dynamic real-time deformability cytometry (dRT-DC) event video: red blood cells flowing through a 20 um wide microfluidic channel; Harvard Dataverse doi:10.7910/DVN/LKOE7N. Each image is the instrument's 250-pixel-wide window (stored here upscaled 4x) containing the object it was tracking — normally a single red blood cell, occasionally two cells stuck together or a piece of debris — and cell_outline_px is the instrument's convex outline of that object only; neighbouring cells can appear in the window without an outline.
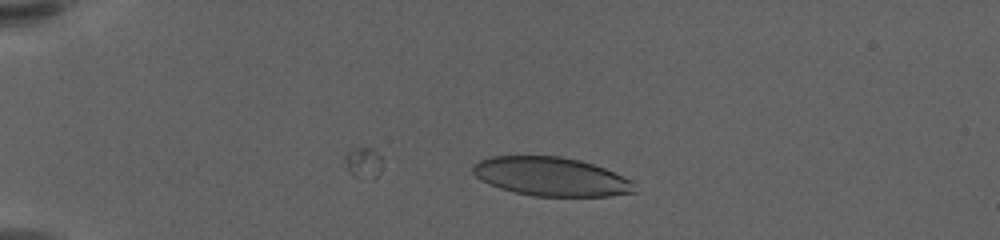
{"species": "human", "species_latin": "Homo sapiens", "temperature_condition": "warm", "stored_images_in_passage": 36, "camera_frame_rate_fps": 3000, "um_per_image_px": 0.085, "donor": {"sex": "female"}, "frame": {"image": 1, "passage_image": 9, "time_ms": 2.667, "image_size_px": [1000, 240], "cell_outline_px": [[636, 192], [608, 196], [532, 196], [500, 188], [488, 184], [480, 180], [472, 172], [472, 164], [480, 160], [492, 156], [560, 156], [580, 160], [604, 168], [632, 180]], "centroid_in_image_um": [46.81, 15.01], "position_along_channel_um": 38.2, "area_um2": 36.53}}
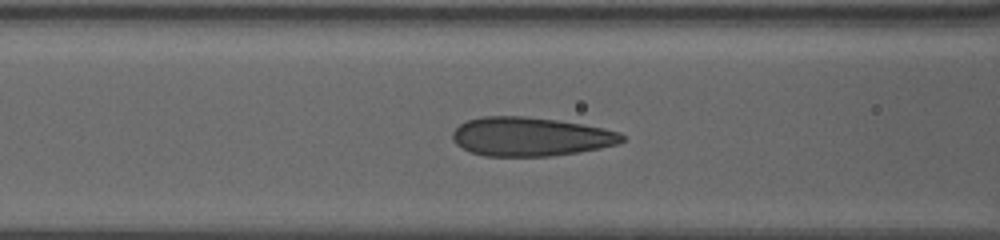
{"frame": {"image": 2, "passage_image": 21, "time_ms": 6.667, "image_size_px": [1000, 240], "cell_outline_px": [[624, 140], [616, 144], [600, 148], [552, 156], [484, 156], [468, 152], [456, 144], [452, 140], [452, 132], [460, 124], [468, 120], [484, 116], [524, 116], [556, 120], [584, 124], [604, 128], [620, 132], [624, 136]], "centroid_in_image_um": [45.06, 11.61], "position_along_channel_um": 121.5, "area_um2": 38.49}}
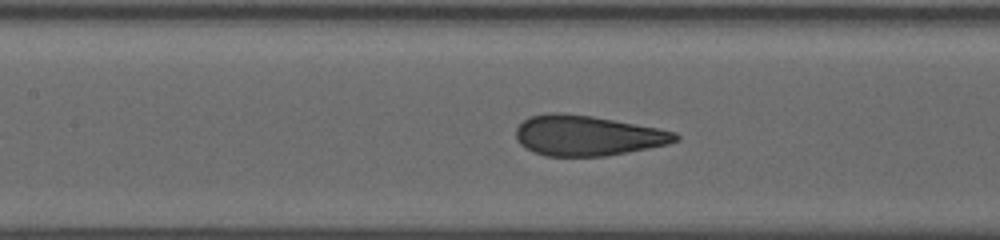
{"frame": {"image": 3, "passage_image": 24, "time_ms": 7.667, "image_size_px": [1000, 240], "cell_outline_px": [[680, 140], [668, 144], [648, 148], [604, 156], [544, 156], [520, 144], [516, 140], [516, 128], [528, 116], [548, 112], [560, 112], [592, 116], [660, 128], [676, 132], [680, 136]], "centroid_in_image_um": [49.93, 11.51], "position_along_channel_um": 157.5, "area_um2": 37.51}}